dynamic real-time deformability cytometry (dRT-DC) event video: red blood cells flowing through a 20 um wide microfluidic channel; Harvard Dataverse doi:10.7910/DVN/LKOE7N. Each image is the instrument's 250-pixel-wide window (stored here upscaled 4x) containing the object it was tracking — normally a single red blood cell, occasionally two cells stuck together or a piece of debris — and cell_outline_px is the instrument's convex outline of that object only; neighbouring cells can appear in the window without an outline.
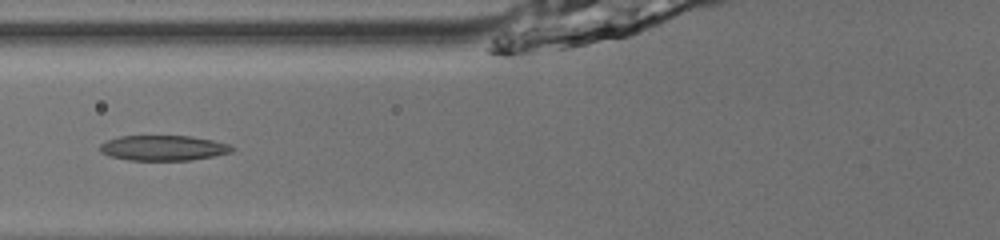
{"species": "common noctule bat (a hibernating species)", "species_latin": "Nyctalus noctula", "temperature_condition": "room temperature", "stored_images_in_passage": 35, "camera_frame_rate_fps": 3000, "um_per_image_px": 0.085, "animal": {"sex": "male", "body_mass_g": 13.0, "forearm_length_mm": 53.1}, "frame": {"image": 1, "passage_image": 6, "time_ms": 1.667, "image_size_px": [1000, 240], "cell_outline_px": [[236, 148], [232, 152], [216, 156], [192, 160], [128, 160], [108, 156], [100, 152], [100, 144], [108, 140], [120, 136], [192, 136], [232, 144]], "centroid_in_image_um": [13.93, 12.58], "position_along_channel_um": 111.9, "area_um2": 19.65}}
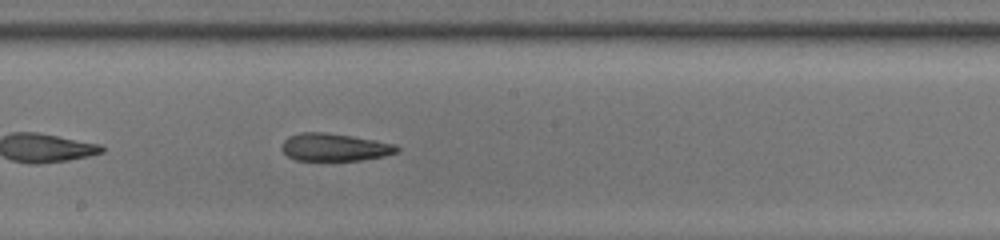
{"frame": {"image": 2, "passage_image": 14, "time_ms": 4.333, "image_size_px": [1000, 240], "cell_outline_px": [[400, 152], [384, 156], [360, 160], [296, 160], [288, 156], [280, 148], [284, 140], [288, 136], [300, 132], [324, 132], [352, 136], [396, 144], [400, 148]], "centroid_in_image_um": [28.44, 12.51], "position_along_channel_um": 219.8, "area_um2": 18.61}}
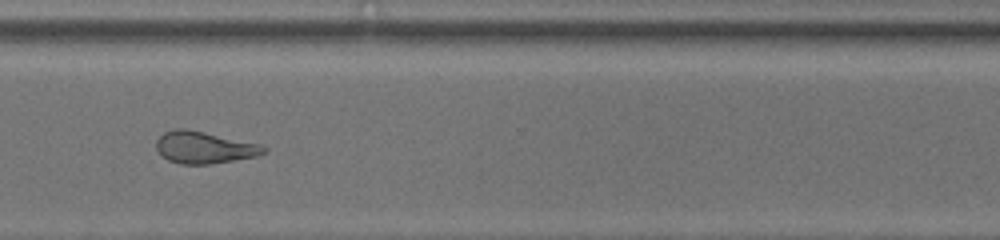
{"frame": {"image": 3, "passage_image": 24, "time_ms": 7.667, "image_size_px": [1000, 240], "cell_outline_px": [[268, 152], [256, 156], [208, 164], [180, 164], [168, 160], [160, 156], [156, 148], [156, 140], [164, 132], [176, 128], [184, 128], [204, 132], [260, 144], [268, 148]], "centroid_in_image_um": [17.33, 12.53], "position_along_channel_um": 353.3, "area_um2": 20.0}, "authors_computed_cell_mechanics": {"area_um2": 19.652, "velocity_mm_per_s": 4.0215, "shape_relaxation_time_tau1_ms": null, "shape_relaxation_time_tau2_ms": 2.0274, "deformation_change_tau1": null, "deformation_change_tau2": 0.1027}}